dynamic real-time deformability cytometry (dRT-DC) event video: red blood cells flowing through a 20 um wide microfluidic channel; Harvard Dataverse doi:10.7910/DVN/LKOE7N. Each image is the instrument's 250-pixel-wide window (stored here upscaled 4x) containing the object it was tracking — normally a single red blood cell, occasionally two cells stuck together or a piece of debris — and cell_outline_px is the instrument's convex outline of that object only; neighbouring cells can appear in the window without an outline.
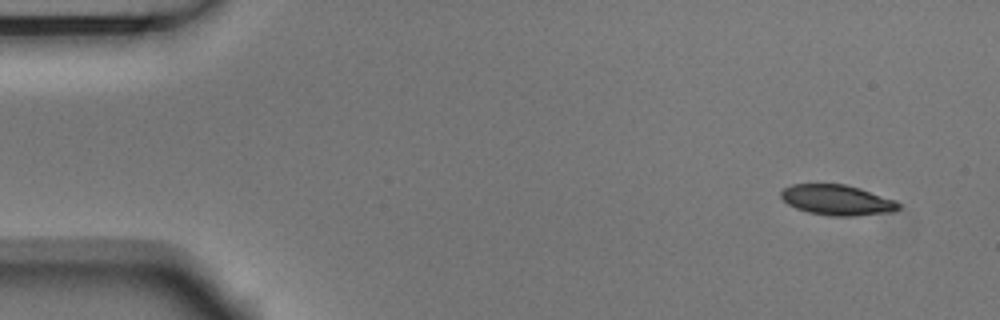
{"species": "Egyptian fruit bat (a non-hibernating species)", "species_latin": "Rousettus aegyptiacus", "temperature_condition": "room temperature", "stored_images_in_passage": 6, "camera_frame_rate_fps": 3000, "um_per_image_px": 0.085, "animal": {"sex": "male"}, "frame": {"image": 1, "passage_image": 1, "time_ms": 0.0, "image_size_px": [1000, 320], "cell_outline_px": [[900, 208], [892, 212], [852, 216], [828, 216], [808, 212], [796, 208], [788, 204], [780, 196], [780, 192], [784, 188], [792, 184], [844, 184], [860, 188], [896, 200], [900, 204]], "centroid_in_image_um": [71.16, 17.0], "position_along_channel_um": 13.8, "area_um2": 20.87}}
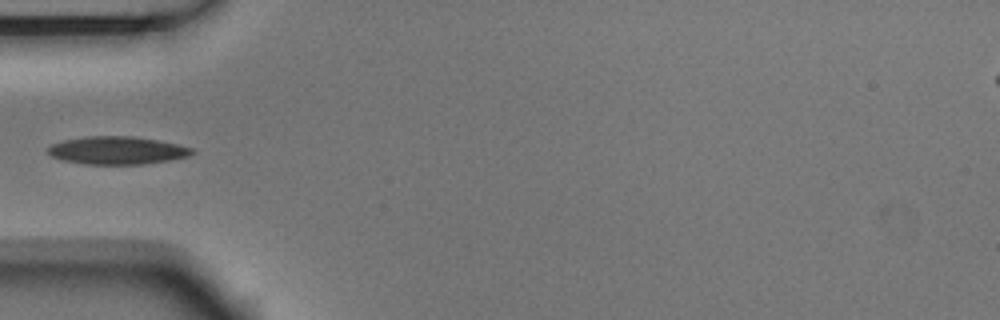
{"frame": {"image": 2, "passage_image": 5, "time_ms": 1.333, "image_size_px": [1000, 320], "cell_outline_px": [[196, 152], [188, 156], [168, 160], [140, 164], [84, 164], [64, 160], [52, 156], [48, 152], [48, 148], [52, 144], [64, 140], [88, 136], [132, 136], [156, 140], [176, 144], [192, 148]], "centroid_in_image_um": [9.95, 12.78], "position_along_channel_um": 75.0, "area_um2": 23.06}}
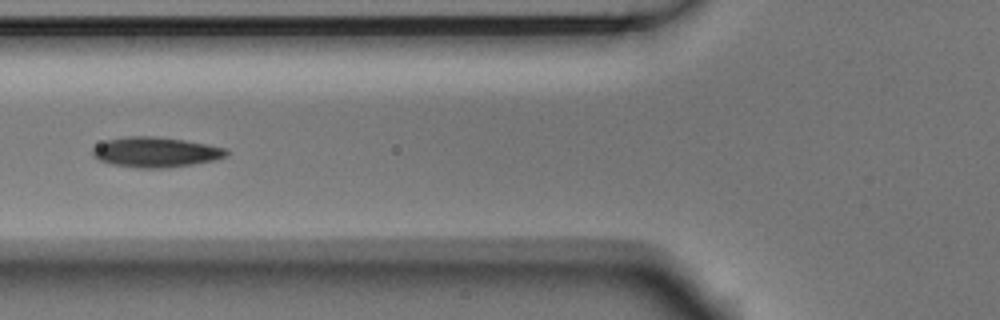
{"frame": {"image": 3, "passage_image": 6, "time_ms": 1.667, "image_size_px": [1000, 320], "cell_outline_px": [[228, 156], [216, 160], [168, 168], [136, 168], [108, 164], [92, 156], [92, 148], [108, 140], [128, 136], [152, 136], [184, 140], [208, 144], [228, 148]], "centroid_in_image_um": [13.26, 12.94], "position_along_channel_um": 112.5, "area_um2": 23.7}}